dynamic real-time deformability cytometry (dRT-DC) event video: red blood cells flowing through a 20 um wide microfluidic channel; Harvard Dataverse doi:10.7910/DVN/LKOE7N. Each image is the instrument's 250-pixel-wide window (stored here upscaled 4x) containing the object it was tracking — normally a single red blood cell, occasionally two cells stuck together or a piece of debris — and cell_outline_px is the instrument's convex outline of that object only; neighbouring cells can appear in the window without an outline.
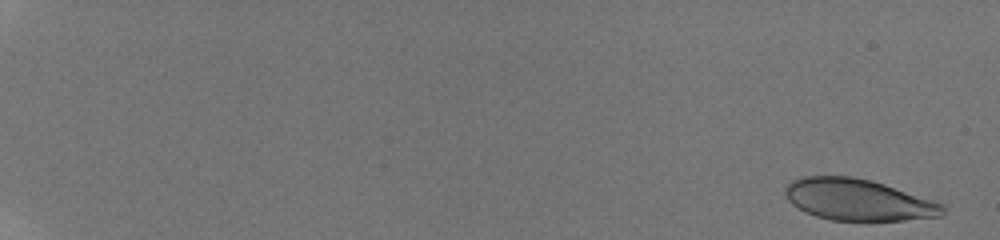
{"species": "human", "species_latin": "Homo sapiens", "temperature_condition": "room temperature", "stored_images_in_passage": 17, "camera_frame_rate_fps": 3000, "um_per_image_px": 0.085, "donor": {"sex": "male"}, "frame": {"image": 1, "passage_image": 1, "time_ms": 0.0, "image_size_px": [1000, 240], "cell_outline_px": [[944, 212], [940, 216], [904, 220], [832, 220], [816, 216], [792, 204], [788, 200], [784, 192], [784, 184], [792, 180], [804, 176], [852, 176], [884, 184], [944, 204]], "centroid_in_image_um": [72.9, 16.97], "position_along_channel_um": 12.1, "area_um2": 37.74}}
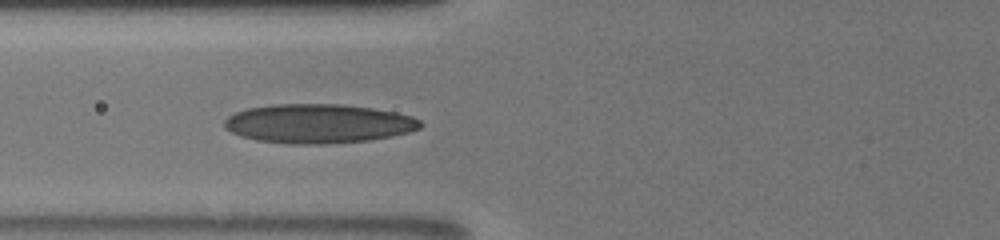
{"frame": {"image": 2, "passage_image": 15, "time_ms": 8.0, "image_size_px": [1000, 240], "cell_outline_px": [[424, 124], [420, 128], [408, 132], [392, 136], [368, 140], [324, 144], [292, 144], [256, 140], [240, 136], [224, 128], [224, 120], [228, 116], [236, 112], [248, 108], [272, 104], [340, 104], [372, 108], [396, 112], [412, 116], [420, 120]], "centroid_in_image_um": [27.05, 10.5], "position_along_channel_um": 98.7, "area_um2": 44.8}}
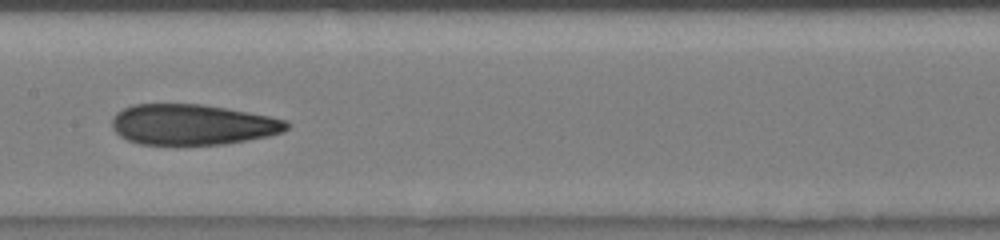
{"frame": {"image": 3, "passage_image": 17, "time_ms": 10.333, "image_size_px": [1000, 240], "cell_outline_px": [[288, 128], [284, 132], [268, 136], [248, 140], [224, 144], [140, 144], [128, 140], [120, 136], [112, 128], [112, 120], [116, 112], [124, 108], [136, 104], [204, 104], [268, 116], [284, 120], [288, 124]], "centroid_in_image_um": [16.34, 10.59], "position_along_channel_um": 191.1, "area_um2": 41.1}}